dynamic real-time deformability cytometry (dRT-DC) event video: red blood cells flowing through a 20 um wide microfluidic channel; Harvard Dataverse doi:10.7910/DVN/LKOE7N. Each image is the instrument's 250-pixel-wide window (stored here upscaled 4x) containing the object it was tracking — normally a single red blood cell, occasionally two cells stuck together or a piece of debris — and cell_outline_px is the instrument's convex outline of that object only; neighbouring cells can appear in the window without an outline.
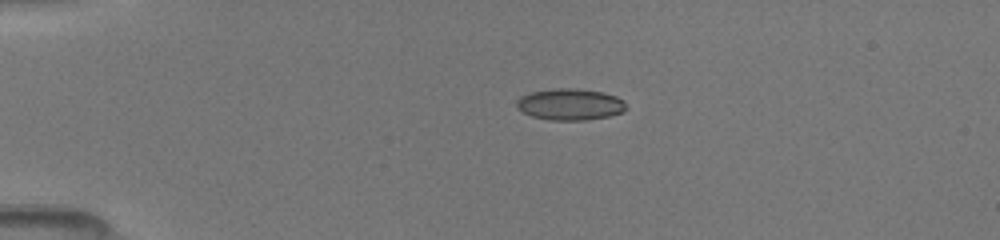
{"species": "common noctule bat (a hibernating species)", "species_latin": "Nyctalus noctula", "temperature_condition": "room temperature", "stored_images_in_passage": 23, "camera_frame_rate_fps": 3000, "um_per_image_px": 0.085, "animal": {"sex": "female", "body_mass_g": 19.5, "forearm_length_mm": 54.1}, "frame": {"image": 1, "passage_image": 10, "time_ms": 3.667, "image_size_px": [1000, 240], "cell_outline_px": [[628, 108], [624, 112], [608, 116], [588, 120], [548, 120], [532, 116], [516, 108], [516, 100], [520, 96], [532, 92], [552, 88], [576, 88], [604, 92], [616, 96], [624, 100]], "centroid_in_image_um": [48.48, 8.87], "position_along_channel_um": 36.5, "area_um2": 20.4}}
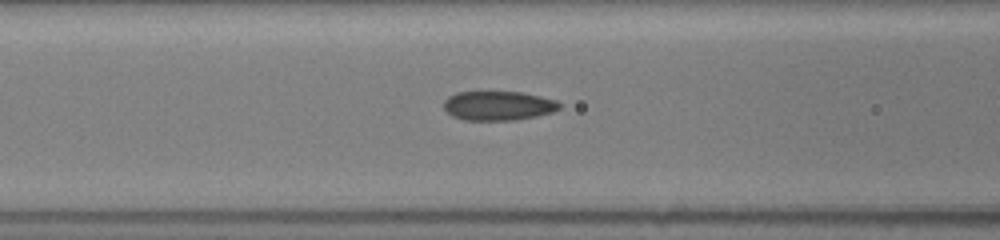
{"frame": {"image": 2, "passage_image": 19, "time_ms": 7.0, "image_size_px": [1000, 240], "cell_outline_px": [[560, 108], [552, 112], [536, 116], [516, 120], [464, 120], [452, 116], [444, 108], [444, 100], [448, 96], [456, 92], [520, 92], [540, 96], [556, 100], [560, 104]], "centroid_in_image_um": [42.33, 8.98], "position_along_channel_um": 124.3, "area_um2": 19.71}}
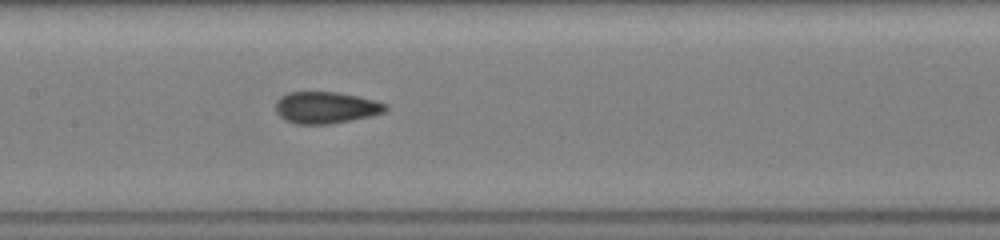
{"frame": {"image": 3, "passage_image": 23, "time_ms": 8.333, "image_size_px": [1000, 240], "cell_outline_px": [[388, 108], [384, 112], [372, 116], [332, 124], [296, 124], [284, 120], [276, 112], [276, 100], [280, 96], [288, 92], [340, 92], [388, 104]], "centroid_in_image_um": [27.68, 9.15], "position_along_channel_um": 179.7, "area_um2": 20.46}}